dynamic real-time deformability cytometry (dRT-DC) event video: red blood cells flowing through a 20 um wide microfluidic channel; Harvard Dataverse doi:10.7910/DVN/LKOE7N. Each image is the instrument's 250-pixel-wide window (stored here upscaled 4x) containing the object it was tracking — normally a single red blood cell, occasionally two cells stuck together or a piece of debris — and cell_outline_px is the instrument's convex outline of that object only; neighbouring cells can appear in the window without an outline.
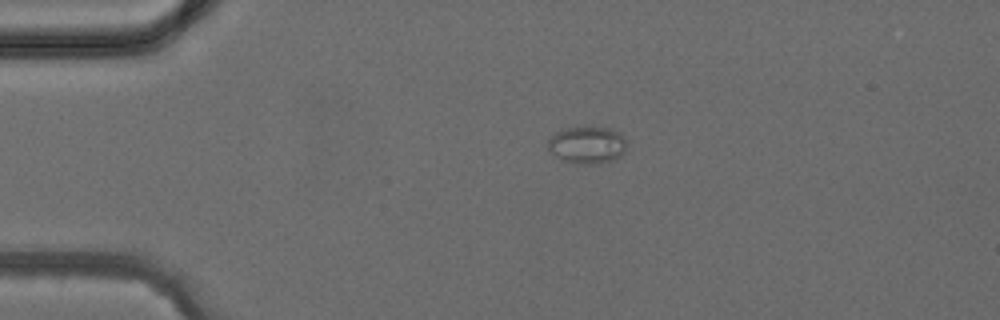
{"species": "common noctule bat (a hibernating species)", "species_latin": "Nyctalus noctula", "temperature_condition": "cold", "stored_images_in_passage": 2, "camera_frame_rate_fps": 3000, "um_per_image_px": 0.085, "animal": {"sex": "female", "body_mass_g": 24.6, "forearm_length_mm": 56.2}, "frame": {"image": 1, "passage_image": 1, "time_ms": 0.0, "image_size_px": [1000, 320], "cell_outline_px": [[624, 152], [620, 156], [612, 160], [596, 164], [584, 164], [564, 160], [548, 152], [548, 140], [556, 132], [568, 128], [608, 128], [620, 132], [624, 140]], "centroid_in_image_um": [49.88, 12.33], "position_along_channel_um": 35.1, "area_um2": 16.65}}